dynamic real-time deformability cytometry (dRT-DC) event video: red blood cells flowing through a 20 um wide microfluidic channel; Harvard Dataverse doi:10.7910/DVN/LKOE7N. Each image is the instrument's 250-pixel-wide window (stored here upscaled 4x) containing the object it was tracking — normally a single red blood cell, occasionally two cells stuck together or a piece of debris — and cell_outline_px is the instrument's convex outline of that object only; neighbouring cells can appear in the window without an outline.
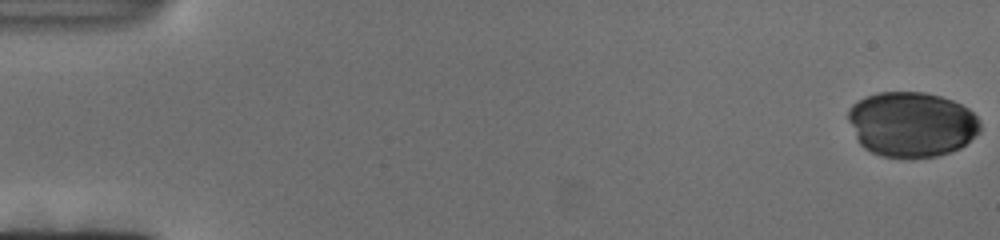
{"species": "human", "species_latin": "Homo sapiens", "temperature_condition": "cold", "stored_images_in_passage": 111, "camera_frame_rate_fps": 3000, "um_per_image_px": 0.085, "donor": {"sex": "female"}, "frame": {"image": 1, "passage_image": 1, "time_ms": 0.0, "image_size_px": [1000, 240], "cell_outline_px": [[980, 132], [960, 148], [936, 156], [908, 160], [880, 156], [864, 148], [860, 144], [848, 120], [848, 108], [852, 104], [864, 96], [876, 92], [924, 92], [940, 96], [952, 100], [968, 108], [980, 120]], "centroid_in_image_um": [77.47, 10.58], "position_along_channel_um": 7.5, "area_um2": 50.69}}
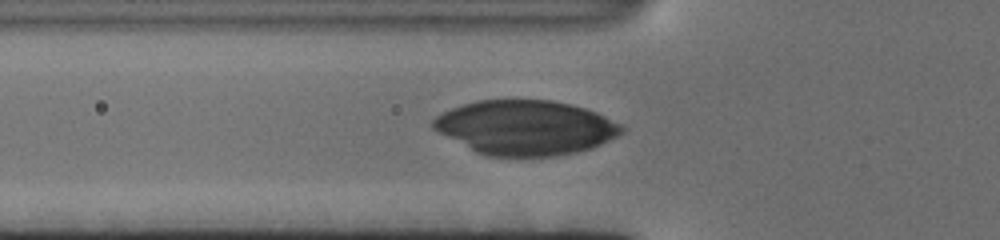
{"frame": {"image": 2, "passage_image": 47, "time_ms": 15.333, "image_size_px": [1000, 240], "cell_outline_px": [[628, 128], [624, 132], [592, 148], [576, 152], [552, 156], [488, 156], [476, 152], [432, 128], [432, 120], [436, 116], [452, 108], [476, 100], [552, 100], [572, 104], [596, 112], [624, 124]], "centroid_in_image_um": [44.71, 10.84], "position_along_channel_um": 81.1, "area_um2": 59.88}}
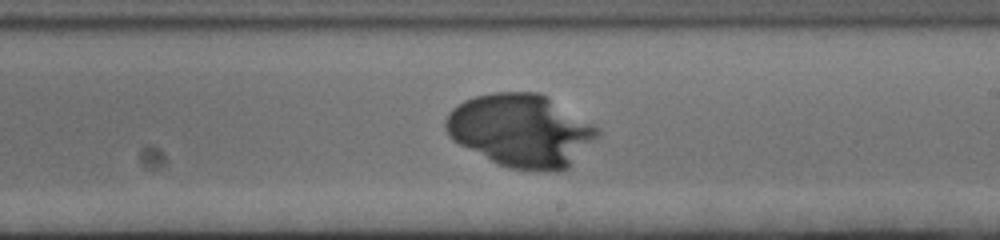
{"frame": {"image": 3, "passage_image": 79, "time_ms": 26.0, "image_size_px": [1000, 240], "cell_outline_px": [[600, 136], [568, 168], [560, 172], [544, 172], [508, 168], [496, 164], [452, 140], [448, 136], [444, 128], [444, 120], [448, 112], [452, 108], [464, 100], [476, 96], [496, 92], [540, 92], [548, 96], [600, 128]], "centroid_in_image_um": [44.3, 11.11], "position_along_channel_um": 244.7, "area_um2": 65.2}}